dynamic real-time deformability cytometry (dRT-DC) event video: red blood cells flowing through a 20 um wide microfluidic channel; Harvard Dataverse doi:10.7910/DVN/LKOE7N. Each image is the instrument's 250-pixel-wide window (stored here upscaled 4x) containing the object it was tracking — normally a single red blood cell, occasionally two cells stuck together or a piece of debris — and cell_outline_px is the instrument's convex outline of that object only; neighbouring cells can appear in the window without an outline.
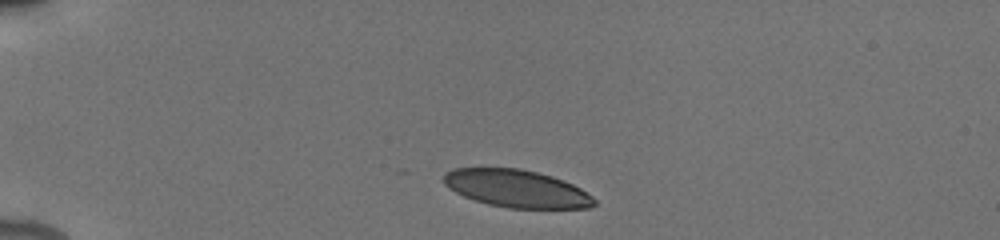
{"species": "human", "species_latin": "Homo sapiens", "temperature_condition": "cold", "stored_images_in_passage": 40, "camera_frame_rate_fps": 3000, "um_per_image_px": 0.085, "donor": {"sex": "male"}, "frame": {"image": 1, "passage_image": 1, "time_ms": 0.0, "image_size_px": [1000, 240], "cell_outline_px": [[596, 204], [588, 208], [508, 208], [488, 204], [464, 196], [456, 192], [444, 184], [444, 176], [452, 168], [520, 168], [552, 176], [564, 180], [580, 188], [592, 196], [596, 200]], "centroid_in_image_um": [43.93, 16.03], "position_along_channel_um": 41.1, "area_um2": 32.77}}
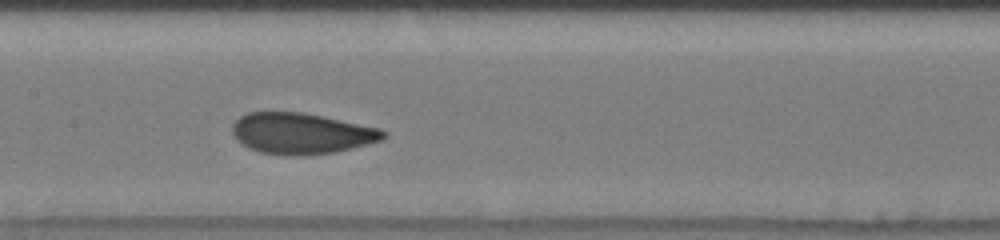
{"frame": {"image": 2, "passage_image": 16, "time_ms": 5.0, "image_size_px": [1000, 240], "cell_outline_px": [[388, 136], [380, 140], [368, 144], [336, 152], [308, 156], [288, 156], [260, 152], [248, 148], [240, 144], [232, 132], [232, 124], [240, 116], [248, 112], [304, 112], [380, 128], [388, 132]], "centroid_in_image_um": [25.62, 11.35], "position_along_channel_um": 181.8, "area_um2": 36.53}}
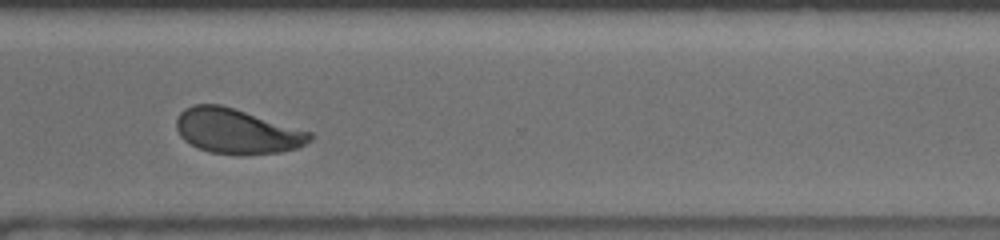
{"frame": {"image": 3, "passage_image": 29, "time_ms": 9.333, "image_size_px": [1000, 240], "cell_outline_px": [[312, 140], [296, 148], [280, 152], [240, 156], [208, 152], [184, 140], [180, 136], [176, 128], [176, 116], [184, 108], [192, 104], [220, 104], [312, 132]], "centroid_in_image_um": [20.11, 11.16], "position_along_channel_um": 350.5, "area_um2": 35.14}, "authors_computed_cell_mechanics": {"area_um2": 35.4314, "velocity_mm_per_s": 3.9008, "shape_relaxation_time_tau1_ms": 2.8917, "shape_relaxation_time_tau2_ms": 0.7346, "deformation_change_tau1": 0.1315, "deformation_change_tau2": 0.0477}}